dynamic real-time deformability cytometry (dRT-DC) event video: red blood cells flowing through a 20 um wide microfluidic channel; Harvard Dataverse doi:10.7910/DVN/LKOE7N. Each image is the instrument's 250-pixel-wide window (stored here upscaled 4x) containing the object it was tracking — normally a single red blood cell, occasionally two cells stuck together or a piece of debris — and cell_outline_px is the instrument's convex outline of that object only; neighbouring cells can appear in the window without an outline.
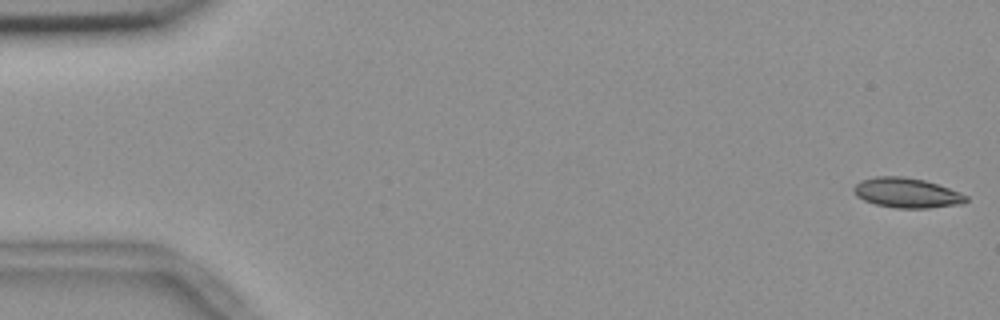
{"species": "common noctule bat (a hibernating species)", "species_latin": "Nyctalus noctula", "temperature_condition": "room temperature", "stored_images_in_passage": 55, "camera_frame_rate_fps": 3000, "um_per_image_px": 0.085, "animal": {"sex": "female", "body_mass_g": 18.4}, "frame": {"image": 1, "passage_image": 1, "time_ms": 0.0, "image_size_px": [1000, 320], "cell_outline_px": [[968, 200], [960, 204], [928, 208], [896, 208], [876, 204], [864, 200], [856, 196], [852, 188], [860, 180], [876, 176], [904, 176], [924, 180], [960, 192], [968, 196]], "centroid_in_image_um": [77.05, 16.39], "position_along_channel_um": 7.9, "area_um2": 19.54}}
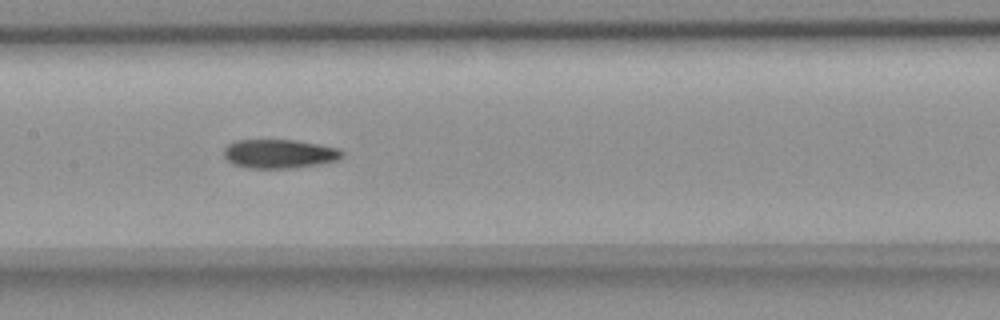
{"frame": {"image": 2, "passage_image": 27, "time_ms": 8.667, "image_size_px": [1000, 320], "cell_outline_px": [[344, 156], [336, 160], [320, 164], [288, 168], [248, 168], [232, 164], [224, 156], [224, 148], [228, 144], [236, 140], [296, 140], [320, 144], [340, 148], [344, 152]], "centroid_in_image_um": [23.76, 13.06], "position_along_channel_um": 183.6, "area_um2": 20.06}}
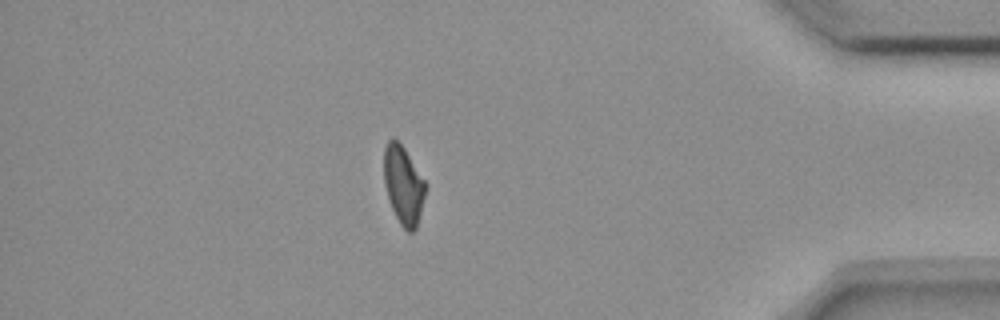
{"frame": {"image": 3, "passage_image": 48, "time_ms": 15.667, "image_size_px": [1000, 320], "cell_outline_px": [[428, 184], [416, 228], [412, 232], [408, 232], [400, 224], [388, 200], [384, 184], [384, 148], [388, 140], [392, 136], [404, 148]], "centroid_in_image_um": [34.29, 15.72], "position_along_channel_um": 400.9, "area_um2": 19.07}, "authors_computed_cell_mechanics": {"area_um2": 19.9988, "velocity_mm_per_s": 3.6775, "shape_relaxation_time_tau1_ms": 7.3689, "shape_relaxation_time_tau2_ms": 5.9624, "deformation_change_tau1": 0.1575, "deformation_change_tau2": 0.1069}}